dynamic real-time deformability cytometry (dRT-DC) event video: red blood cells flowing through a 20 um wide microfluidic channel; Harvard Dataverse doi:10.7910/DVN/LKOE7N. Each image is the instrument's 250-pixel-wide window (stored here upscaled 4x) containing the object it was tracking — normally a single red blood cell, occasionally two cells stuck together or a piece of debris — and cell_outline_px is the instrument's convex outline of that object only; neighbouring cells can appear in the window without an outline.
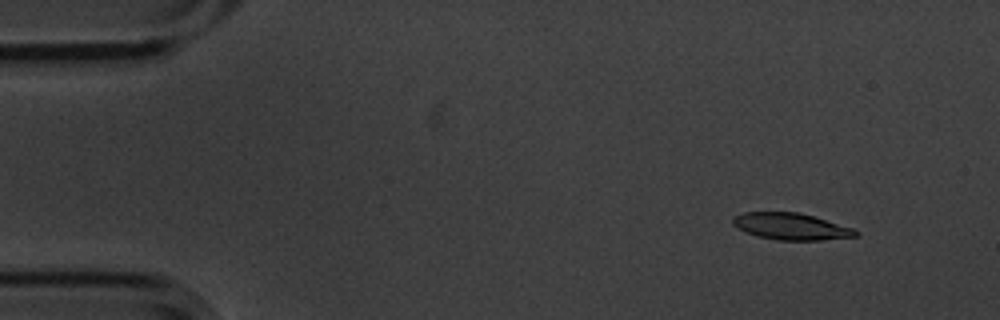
{"species": "common noctule bat (a hibernating species)", "species_latin": "Nyctalus noctula", "temperature_condition": "cold", "stored_images_in_passage": 4, "camera_frame_rate_fps": 3000, "um_per_image_px": 0.085, "animal": {"sex": "male", "body_mass_g": 20.1, "forearm_length_mm": 53.5}, "frame": {"image": 1, "passage_image": 2, "time_ms": 0.333, "image_size_px": [1000, 320], "cell_outline_px": [[860, 232], [856, 236], [820, 240], [776, 240], [756, 236], [736, 228], [732, 224], [732, 216], [744, 212], [796, 212], [812, 216], [852, 228]], "centroid_in_image_um": [67.16, 19.25], "position_along_channel_um": 17.8, "area_um2": 19.02}}
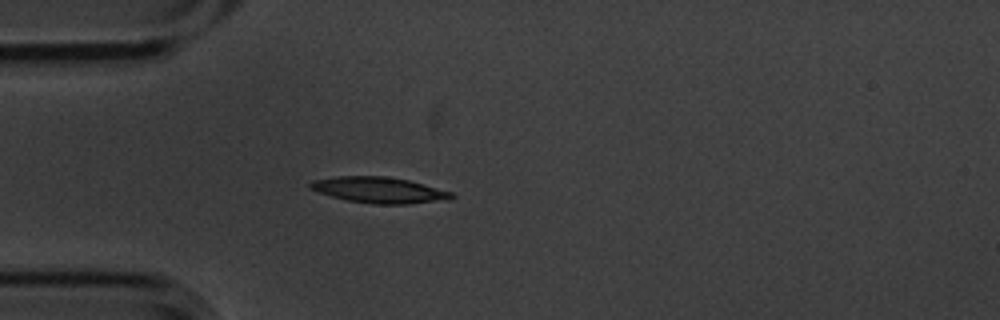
{"frame": {"image": 2, "passage_image": 4, "time_ms": 1.0, "image_size_px": [1000, 320], "cell_outline_px": [[456, 196], [448, 200], [408, 204], [372, 204], [348, 200], [332, 196], [308, 188], [308, 184], [312, 180], [336, 176], [388, 176], [408, 180], [452, 192]], "centroid_in_image_um": [32.23, 16.15], "position_along_channel_um": 52.8, "area_um2": 21.39}}